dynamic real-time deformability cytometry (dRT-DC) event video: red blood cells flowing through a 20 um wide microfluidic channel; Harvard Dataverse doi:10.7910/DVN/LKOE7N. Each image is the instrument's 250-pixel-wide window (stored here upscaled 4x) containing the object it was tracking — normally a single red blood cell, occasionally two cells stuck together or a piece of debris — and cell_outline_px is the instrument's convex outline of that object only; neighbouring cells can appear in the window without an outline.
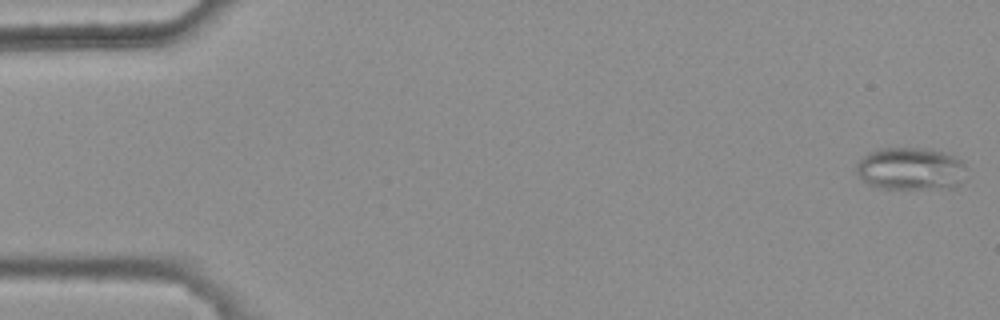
{"species": "common noctule bat (a hibernating species)", "species_latin": "Nyctalus noctula", "temperature_condition": "warm", "stored_images_in_passage": 5, "camera_frame_rate_fps": 3000, "um_per_image_px": 0.085, "animal": {"sex": "female", "body_mass_g": 25.1}, "frame": {"image": 1, "passage_image": 1, "time_ms": 0.0, "image_size_px": [1000, 320], "cell_outline_px": [[964, 168], [960, 184], [956, 188], [884, 188], [868, 184], [856, 172], [856, 164], [868, 152], [880, 148], [932, 148], [944, 152], [960, 160], [964, 164]], "centroid_in_image_um": [77.39, 14.33], "position_along_channel_um": 7.6, "area_um2": 27.17}}